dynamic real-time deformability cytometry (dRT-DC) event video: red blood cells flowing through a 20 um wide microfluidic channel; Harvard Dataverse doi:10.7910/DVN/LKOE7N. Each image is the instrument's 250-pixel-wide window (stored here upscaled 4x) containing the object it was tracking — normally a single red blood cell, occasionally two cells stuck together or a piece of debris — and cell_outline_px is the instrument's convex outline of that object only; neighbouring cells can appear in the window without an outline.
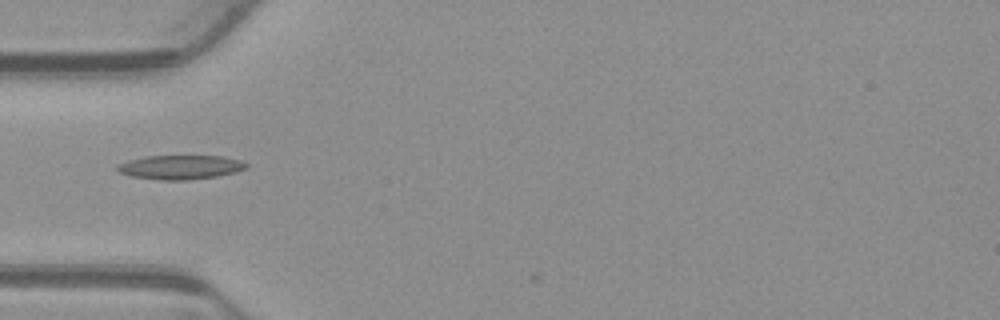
{"species": "common noctule bat (a hibernating species)", "species_latin": "Nyctalus noctula", "temperature_condition": "warm", "stored_images_in_passage": 37, "camera_frame_rate_fps": 3000, "um_per_image_px": 0.085, "animal": {"sex": "male", "body_mass_g": 23.1, "forearm_length_mm": 52.7}, "frame": {"image": 1, "passage_image": 1, "time_ms": 0.0, "image_size_px": [1000, 320], "cell_outline_px": [[248, 168], [236, 172], [216, 176], [192, 180], [160, 180], [132, 176], [120, 172], [116, 168], [116, 164], [128, 160], [144, 156], [224, 156], [240, 160], [248, 164]], "centroid_in_image_um": [15.34, 14.21], "position_along_channel_um": 69.7, "area_um2": 18.26}}
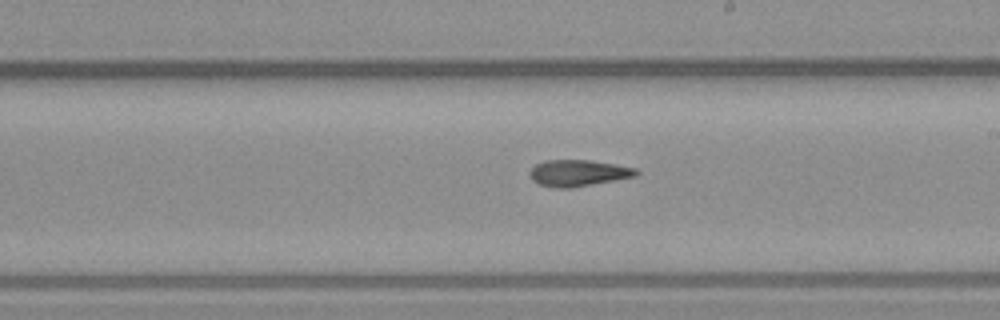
{"frame": {"image": 2, "passage_image": 14, "time_ms": 4.333, "image_size_px": [1000, 320], "cell_outline_px": [[640, 172], [636, 176], [572, 188], [552, 188], [540, 184], [532, 180], [528, 172], [536, 164], [544, 160], [588, 160], [616, 164], [636, 168]], "centroid_in_image_um": [49.14, 14.71], "position_along_channel_um": 239.9, "area_um2": 16.47}}
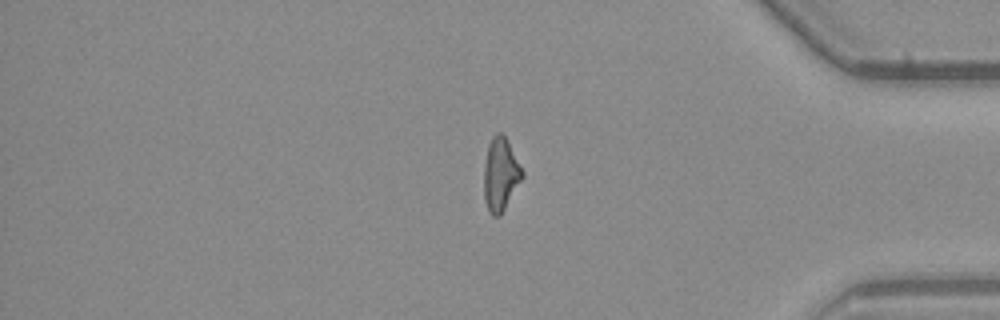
{"frame": {"image": 3, "passage_image": 28, "time_ms": 9.0, "image_size_px": [1000, 320], "cell_outline_px": [[524, 176], [500, 216], [492, 216], [488, 212], [484, 200], [484, 164], [488, 144], [492, 136], [496, 132], [504, 132], [524, 172]], "centroid_in_image_um": [42.54, 14.79], "position_along_channel_um": 392.7, "area_um2": 16.65}}